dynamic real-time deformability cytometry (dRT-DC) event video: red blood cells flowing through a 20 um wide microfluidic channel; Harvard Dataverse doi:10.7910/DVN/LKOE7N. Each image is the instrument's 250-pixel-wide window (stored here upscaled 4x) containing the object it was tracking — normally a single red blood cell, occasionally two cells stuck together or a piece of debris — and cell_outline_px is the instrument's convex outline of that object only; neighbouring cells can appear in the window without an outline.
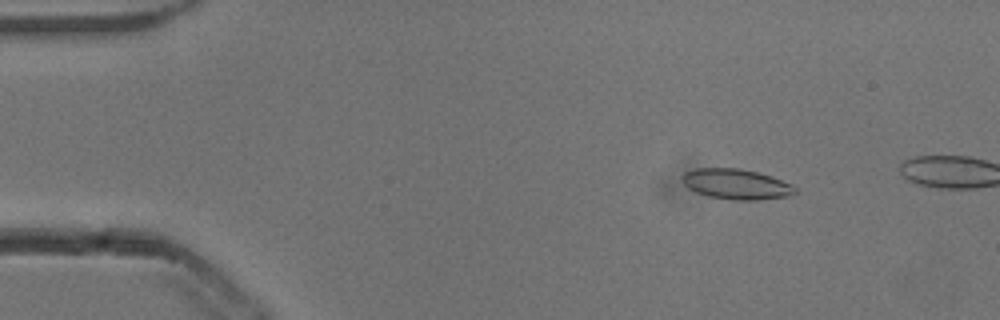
{"species": "common noctule bat (a hibernating species)", "species_latin": "Nyctalus noctula", "temperature_condition": "cold", "stored_images_in_passage": 14, "camera_frame_rate_fps": 3000, "um_per_image_px": 0.085, "animal": {"sex": "male", "body_mass_g": 13.3}, "frame": {"image": 1, "passage_image": 8, "time_ms": 2.333, "image_size_px": [1000, 320], "cell_outline_px": [[796, 192], [788, 196], [756, 200], [732, 200], [708, 196], [696, 192], [688, 188], [680, 180], [680, 176], [684, 172], [696, 168], [740, 168], [772, 176], [792, 184], [796, 188]], "centroid_in_image_um": [62.54, 15.64], "position_along_channel_um": 22.5, "area_um2": 20.11}}